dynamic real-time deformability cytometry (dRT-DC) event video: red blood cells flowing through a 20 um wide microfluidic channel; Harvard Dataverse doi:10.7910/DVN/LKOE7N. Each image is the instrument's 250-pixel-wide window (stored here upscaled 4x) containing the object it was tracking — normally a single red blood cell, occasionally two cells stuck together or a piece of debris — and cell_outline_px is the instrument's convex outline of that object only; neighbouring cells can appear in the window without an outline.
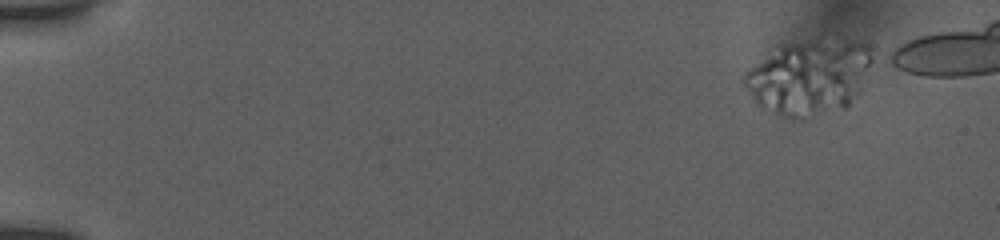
{"species": "human", "species_latin": "Homo sapiens", "temperature_condition": "room temperature", "stored_images_in_passage": 28, "camera_frame_rate_fps": 3000, "um_per_image_px": 0.085, "donor": {"sex": "female"}, "frame": {"image": 1, "passage_image": 1, "time_ms": 0.0, "image_size_px": [1000, 240], "cell_outline_px": [[876, 60], [856, 92], [848, 104], [844, 108], [800, 120], [784, 116], [760, 108], [752, 100], [744, 88], [740, 80], [744, 72], [748, 68], [784, 44], [808, 40], [844, 40], [864, 44], [876, 56]], "centroid_in_image_um": [68.72, 6.57], "position_along_channel_um": 16.3, "area_um2": 56.01}}
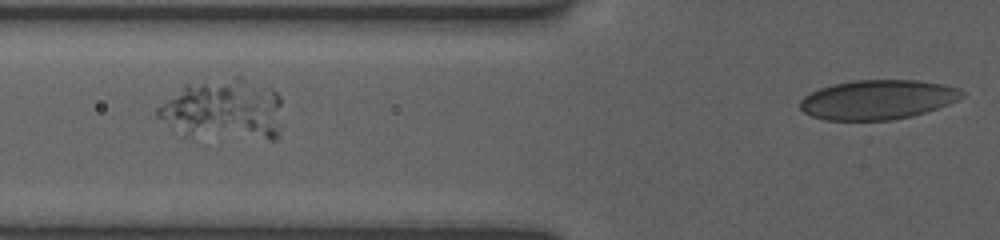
{"frame": {"image": 2, "passage_image": 28, "time_ms": 6.333, "image_size_px": [1000, 240], "cell_outline_px": [[964, 96], [948, 104], [912, 116], [892, 120], [824, 120], [812, 116], [804, 112], [800, 108], [800, 100], [804, 96], [820, 88], [832, 84], [856, 80], [916, 80], [944, 84], [960, 88], [964, 92]], "centroid_in_image_um": [74.6, 8.46], "position_along_channel_um": 51.2, "area_um2": 37.22}}